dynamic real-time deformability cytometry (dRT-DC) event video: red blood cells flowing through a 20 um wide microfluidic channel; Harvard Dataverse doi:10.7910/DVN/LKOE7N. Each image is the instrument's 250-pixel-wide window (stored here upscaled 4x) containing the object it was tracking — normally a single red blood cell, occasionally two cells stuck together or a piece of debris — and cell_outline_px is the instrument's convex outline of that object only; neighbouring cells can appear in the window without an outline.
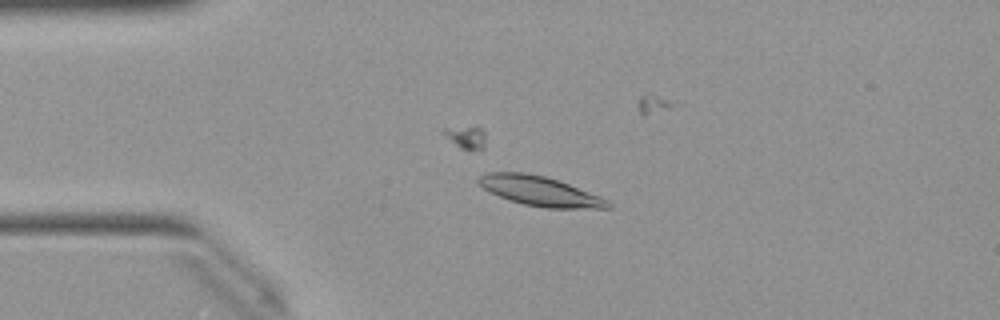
{"species": "Egyptian fruit bat (a non-hibernating species)", "species_latin": "Rousettus aegyptiacus", "temperature_condition": "warm", "stored_images_in_passage": 51, "camera_frame_rate_fps": 3000, "um_per_image_px": 0.085, "animal": {"sex": "female"}, "frame": {"image": 1, "passage_image": 11, "time_ms": 3.333, "image_size_px": [1000, 320], "cell_outline_px": [[612, 208], [544, 208], [524, 204], [500, 196], [484, 188], [476, 180], [480, 176], [488, 172], [524, 172], [544, 176], [568, 184], [600, 196], [608, 200], [612, 204]], "centroid_in_image_um": [45.92, 16.24], "position_along_channel_um": 39.1, "area_um2": 21.96}}
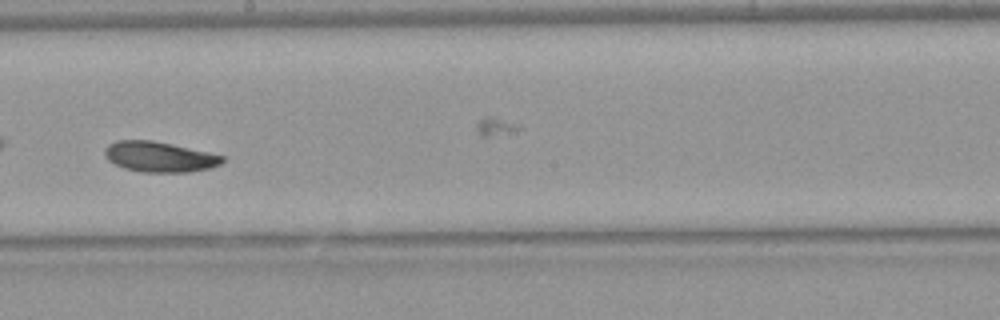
{"frame": {"image": 2, "passage_image": 28, "time_ms": 9.0, "image_size_px": [1000, 320], "cell_outline_px": [[224, 160], [220, 164], [208, 168], [188, 172], [140, 172], [124, 168], [108, 160], [104, 156], [104, 148], [108, 144], [116, 140], [152, 140], [208, 152], [224, 156]], "centroid_in_image_um": [13.5, 13.32], "position_along_channel_um": 234.7, "area_um2": 20.75}}
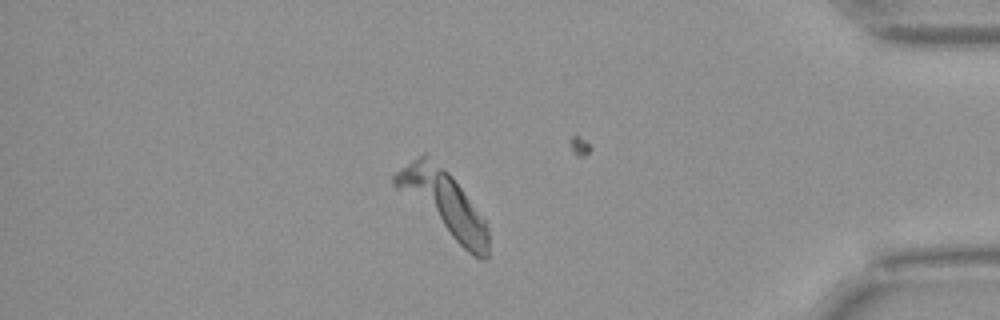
{"frame": {"image": 3, "passage_image": 43, "time_ms": 14.0, "image_size_px": [1000, 320], "cell_outline_px": [[488, 260], [480, 260], [472, 256], [396, 188], [392, 184], [392, 176], [400, 168], [424, 152], [448, 172], [452, 176], [484, 220], [488, 228]], "centroid_in_image_um": [37.71, 17.28], "position_along_channel_um": 397.5, "area_um2": 34.16}, "authors_computed_cell_mechanics": {"area_um2": 21.3282, "velocity_mm_per_s": 3.9625, "shape_relaxation_time_tau1_ms": 2.5615, "shape_relaxation_time_tau2_ms": null, "deformation_change_tau1": 0.0878, "deformation_change_tau2": null}}